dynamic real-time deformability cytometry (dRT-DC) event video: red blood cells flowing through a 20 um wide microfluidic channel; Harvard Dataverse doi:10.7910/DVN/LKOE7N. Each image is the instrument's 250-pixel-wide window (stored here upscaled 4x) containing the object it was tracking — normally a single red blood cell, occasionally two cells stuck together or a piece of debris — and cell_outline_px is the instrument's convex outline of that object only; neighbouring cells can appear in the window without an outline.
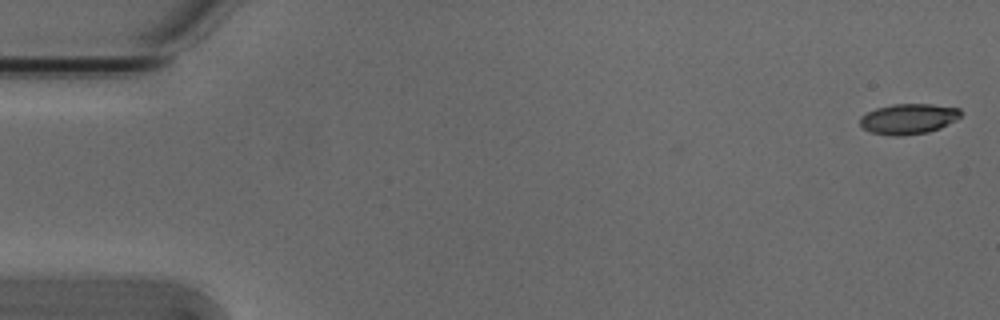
{"species": "Egyptian fruit bat (a non-hibernating species)", "species_latin": "Rousettus aegyptiacus", "temperature_condition": "cold", "stored_images_in_passage": 50, "camera_frame_rate_fps": 3000, "um_per_image_px": 0.085, "animal": {"sex": "male"}, "frame": {"image": 1, "passage_image": 1, "time_ms": 0.0, "image_size_px": [1000, 320], "cell_outline_px": [[964, 112], [956, 120], [940, 128], [928, 132], [904, 136], [896, 136], [872, 132], [864, 128], [860, 124], [860, 116], [876, 108], [892, 104], [932, 104], [960, 108]], "centroid_in_image_um": [77.25, 10.09], "position_along_channel_um": 7.7, "area_um2": 17.92}}
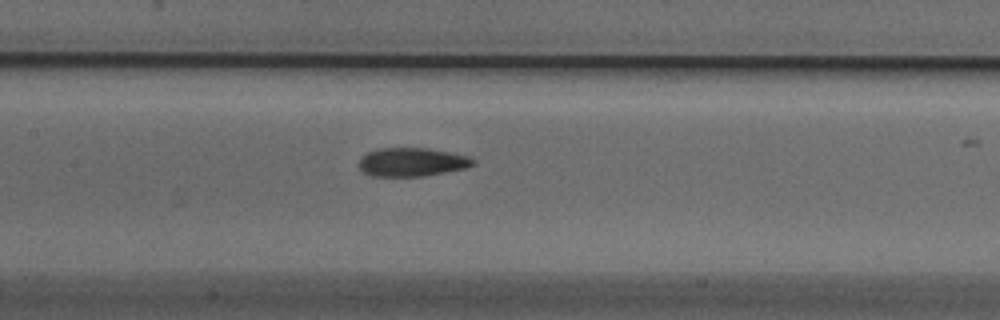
{"frame": {"image": 2, "passage_image": 25, "time_ms": 8.0, "image_size_px": [1000, 320], "cell_outline_px": [[476, 164], [468, 168], [424, 176], [372, 176], [364, 172], [360, 168], [360, 156], [368, 152], [380, 148], [428, 148], [468, 156], [476, 160]], "centroid_in_image_um": [35.05, 13.78], "position_along_channel_um": 172.3, "area_um2": 19.07}}
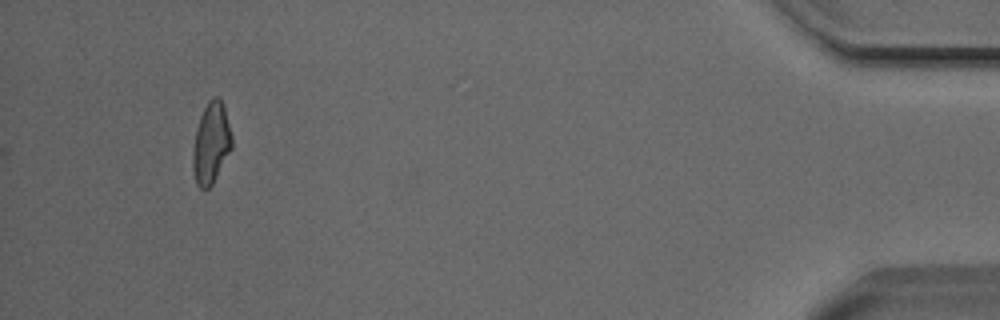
{"frame": {"image": 3, "passage_image": 50, "time_ms": 16.333, "image_size_px": [1000, 320], "cell_outline_px": [[232, 148], [212, 184], [208, 188], [200, 188], [196, 184], [192, 168], [192, 152], [196, 128], [200, 116], [208, 100], [212, 96], [220, 96], [224, 108], [232, 136]], "centroid_in_image_um": [17.93, 12.15], "position_along_channel_um": 417.3, "area_um2": 18.5}, "authors_computed_cell_mechanics": {"area_um2": 18.8139, "velocity_mm_per_s": 3.8474, "shape_relaxation_time_tau1_ms": 4.6994, "shape_relaxation_time_tau2_ms": 2.5153, "deformation_change_tau1": 0.1645, "deformation_change_tau2": 0.0903}}